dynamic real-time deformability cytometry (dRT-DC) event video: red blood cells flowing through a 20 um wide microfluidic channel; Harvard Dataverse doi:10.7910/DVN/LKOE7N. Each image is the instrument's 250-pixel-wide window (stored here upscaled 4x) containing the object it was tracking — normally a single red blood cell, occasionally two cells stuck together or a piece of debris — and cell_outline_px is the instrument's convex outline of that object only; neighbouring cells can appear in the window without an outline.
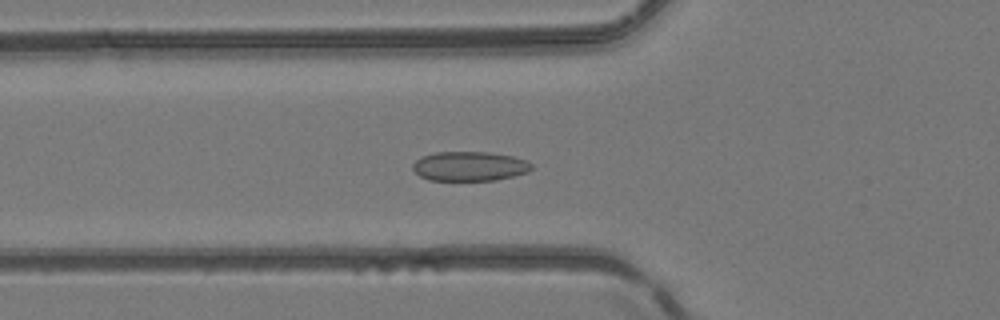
{"species": "common noctule bat (a hibernating species)", "species_latin": "Nyctalus noctula", "temperature_condition": "room temperature", "stored_images_in_passage": 51, "camera_frame_rate_fps": 3000, "um_per_image_px": 0.085, "animal": {"sex": "female", "body_mass_g": 24.6, "forearm_length_mm": 56.2}, "frame": {"image": 1, "passage_image": 19, "time_ms": 6.0, "image_size_px": [1000, 320], "cell_outline_px": [[532, 168], [528, 172], [496, 180], [428, 180], [420, 176], [412, 168], [412, 164], [420, 156], [436, 152], [488, 152], [512, 156], [524, 160], [532, 164]], "centroid_in_image_um": [39.88, 14.13], "position_along_channel_um": 85.9, "area_um2": 20.35}}
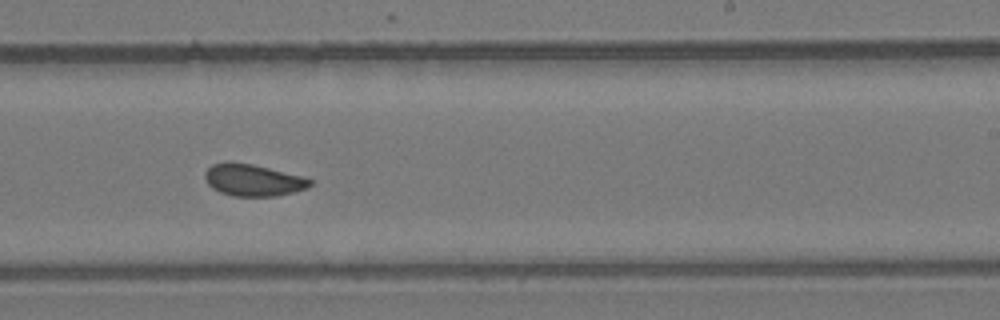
{"frame": {"image": 2, "passage_image": 32, "time_ms": 10.333, "image_size_px": [1000, 320], "cell_outline_px": [[312, 184], [308, 188], [276, 196], [232, 196], [220, 192], [212, 188], [208, 184], [204, 176], [204, 172], [212, 164], [228, 160], [252, 164], [300, 176], [312, 180]], "centroid_in_image_um": [21.45, 15.3], "position_along_channel_um": 267.5, "area_um2": 19.54}}
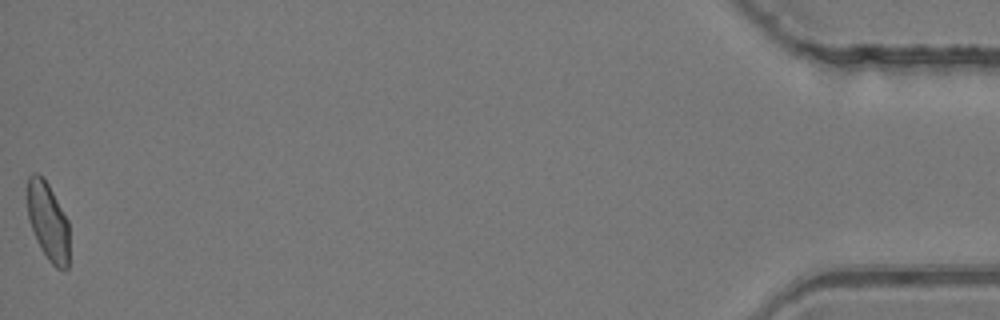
{"frame": {"image": 3, "passage_image": 51, "time_ms": 16.667, "image_size_px": [1000, 320], "cell_outline_px": [[68, 268], [64, 272], [56, 268], [48, 260], [40, 248], [32, 228], [28, 216], [28, 176], [32, 172], [36, 172], [48, 184], [68, 220]], "centroid_in_image_um": [4.09, 18.87], "position_along_channel_um": 431.1, "area_um2": 18.9}, "authors_computed_cell_mechanics": {"area_um2": 19.9988, "velocity_mm_per_s": 4.1801, "shape_relaxation_time_tau1_ms": null, "shape_relaxation_time_tau2_ms": 1.9234, "deformation_change_tau1": null, "deformation_change_tau2": 0.054}}